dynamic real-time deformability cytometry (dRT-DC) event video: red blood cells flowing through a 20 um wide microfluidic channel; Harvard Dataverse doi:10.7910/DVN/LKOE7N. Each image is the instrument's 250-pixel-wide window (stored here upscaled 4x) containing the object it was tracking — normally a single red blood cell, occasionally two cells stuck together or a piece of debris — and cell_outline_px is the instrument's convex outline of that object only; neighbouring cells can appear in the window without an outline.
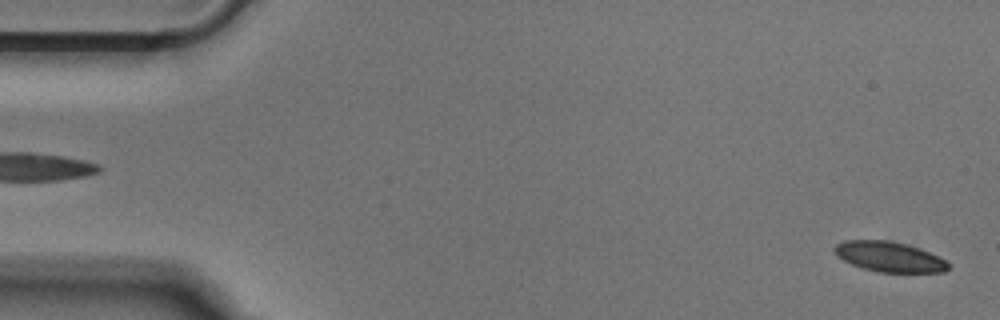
{"species": "Egyptian fruit bat (a non-hibernating species)", "species_latin": "Rousettus aegyptiacus", "temperature_condition": "cold", "stored_images_in_passage": 52, "segment_of_instrument_passage": [1, 2], "camera_frame_rate_fps": 3000, "um_per_image_px": 0.085, "animal": {"sex": "male"}, "frame": {"image": 1, "passage_image": 1, "time_ms": 0.0, "image_size_px": [1000, 320], "cell_outline_px": [[952, 268], [944, 272], [876, 272], [860, 268], [836, 256], [832, 248], [836, 244], [844, 240], [888, 240], [920, 248], [944, 260]], "centroid_in_image_um": [75.54, 21.83], "position_along_channel_um": 9.5, "area_um2": 20.06}}
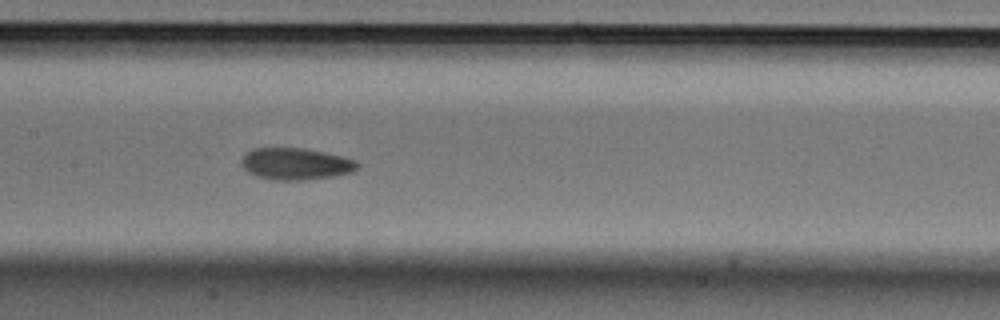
{"frame": {"image": 2, "passage_image": 24, "time_ms": 7.667, "image_size_px": [1000, 320], "cell_outline_px": [[360, 168], [352, 172], [332, 176], [304, 180], [272, 180], [256, 176], [248, 172], [240, 164], [240, 160], [244, 152], [252, 148], [304, 148], [344, 156], [356, 160], [360, 164]], "centroid_in_image_um": [25.12, 13.92], "position_along_channel_um": 182.3, "area_um2": 21.85}}
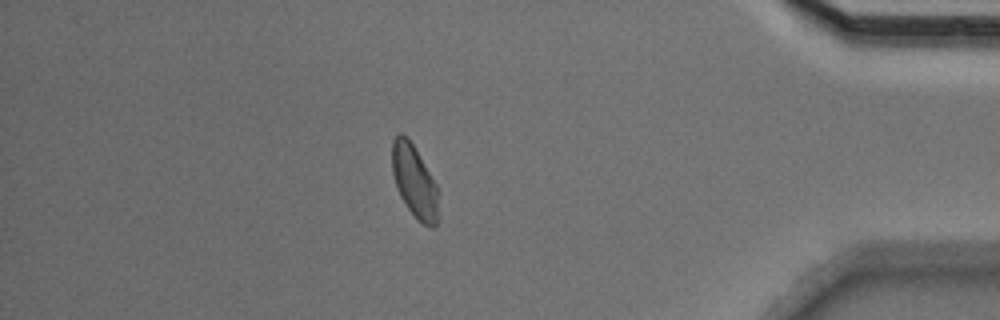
{"frame": {"image": 3, "passage_image": 44, "time_ms": 14.333, "image_size_px": [1000, 320], "cell_outline_px": [[440, 216], [436, 224], [432, 228], [416, 220], [400, 196], [392, 172], [392, 140], [400, 132], [408, 136], [436, 184], [440, 192]], "centroid_in_image_um": [35.27, 15.46], "position_along_channel_um": 399.9, "area_um2": 20.06}}